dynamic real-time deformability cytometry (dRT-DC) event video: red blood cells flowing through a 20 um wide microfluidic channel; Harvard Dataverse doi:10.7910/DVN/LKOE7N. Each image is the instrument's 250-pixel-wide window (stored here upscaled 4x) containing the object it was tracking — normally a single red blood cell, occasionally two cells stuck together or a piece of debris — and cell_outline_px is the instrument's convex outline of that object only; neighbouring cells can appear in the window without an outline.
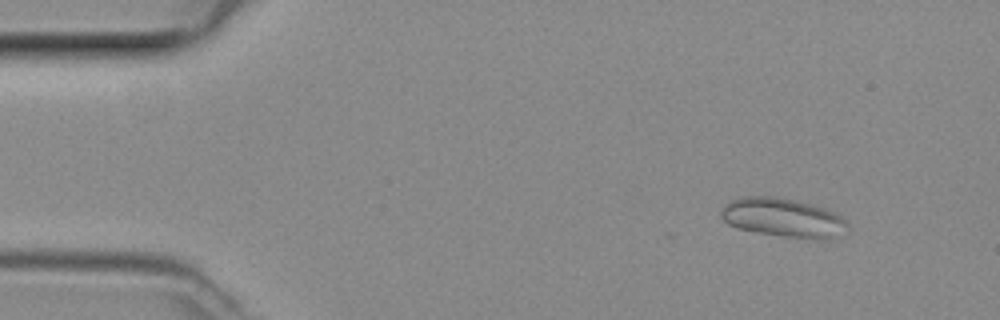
{"species": "common noctule bat (a hibernating species)", "species_latin": "Nyctalus noctula", "temperature_condition": "room temperature", "stored_images_in_passage": 48, "camera_frame_rate_fps": 3000, "um_per_image_px": 0.085, "animal": {"sex": "female", "body_mass_g": 29.2, "forearm_length_mm": 56.3}, "frame": {"image": 1, "passage_image": 4, "time_ms": 1.0, "image_size_px": [1000, 320], "cell_outline_px": [[848, 224], [832, 240], [824, 240], [784, 236], [736, 228], [728, 224], [720, 216], [720, 212], [728, 200], [736, 196], [776, 196], [796, 200], [828, 208], [836, 212]], "centroid_in_image_um": [66.52, 18.47], "position_along_channel_um": 18.5, "area_um2": 28.9}}
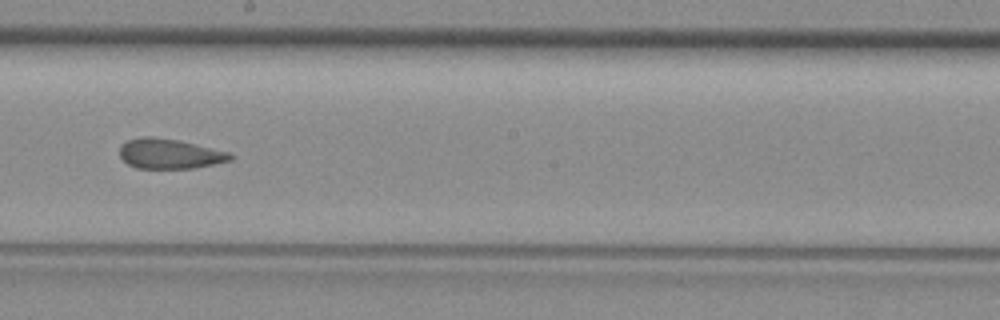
{"frame": {"image": 2, "passage_image": 26, "time_ms": 8.333, "image_size_px": [1000, 320], "cell_outline_px": [[232, 160], [192, 168], [136, 168], [128, 164], [120, 156], [120, 144], [128, 140], [144, 136], [152, 136], [180, 140], [228, 152], [232, 156]], "centroid_in_image_um": [14.38, 13.06], "position_along_channel_um": 233.8, "area_um2": 19.19}}
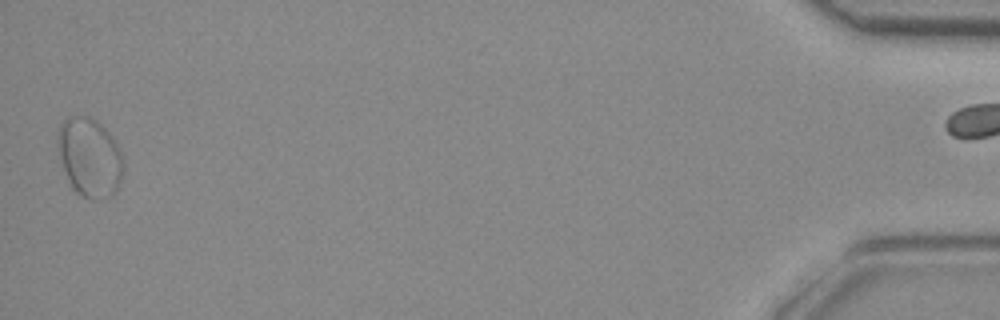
{"frame": {"image": 3, "passage_image": 47, "time_ms": 15.333, "image_size_px": [1000, 320], "cell_outline_px": [[124, 168], [116, 192], [100, 200], [92, 200], [76, 192], [72, 188], [64, 168], [56, 144], [56, 132], [60, 124], [68, 116], [88, 116], [96, 120], [108, 132], [116, 144], [124, 160]], "centroid_in_image_um": [7.6, 13.36], "position_along_channel_um": 427.6, "area_um2": 30.17}}